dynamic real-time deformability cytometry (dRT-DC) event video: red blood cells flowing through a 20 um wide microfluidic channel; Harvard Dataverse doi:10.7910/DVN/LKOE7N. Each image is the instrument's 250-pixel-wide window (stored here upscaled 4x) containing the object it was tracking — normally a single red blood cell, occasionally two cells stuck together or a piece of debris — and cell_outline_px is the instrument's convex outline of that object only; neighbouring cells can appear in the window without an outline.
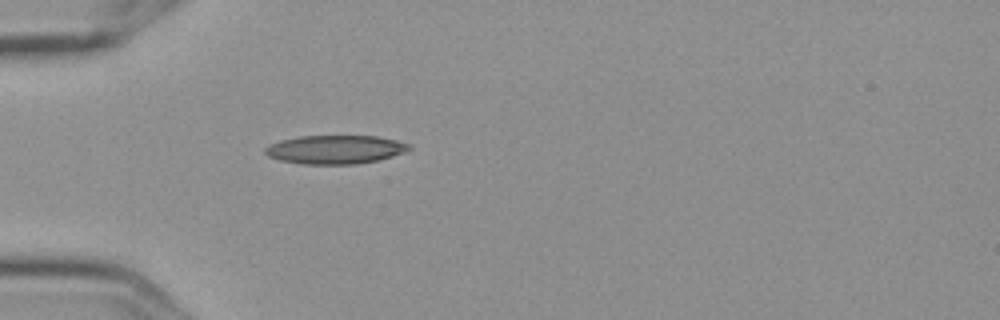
{"species": "Egyptian fruit bat (a non-hibernating species)", "species_latin": "Rousettus aegyptiacus", "temperature_condition": "cold", "stored_images_in_passage": 1, "camera_frame_rate_fps": 3000, "um_per_image_px": 0.085, "frame": {"image": 1, "passage_image": 1, "time_ms": 0.0, "image_size_px": [1000, 320], "cell_outline_px": [[412, 148], [404, 152], [392, 156], [376, 160], [356, 164], [300, 164], [280, 160], [268, 156], [264, 152], [264, 148], [268, 144], [280, 140], [300, 136], [376, 136], [396, 140], [412, 144]], "centroid_in_image_um": [28.47, 12.7], "position_along_channel_um": 56.5, "area_um2": 24.1}}